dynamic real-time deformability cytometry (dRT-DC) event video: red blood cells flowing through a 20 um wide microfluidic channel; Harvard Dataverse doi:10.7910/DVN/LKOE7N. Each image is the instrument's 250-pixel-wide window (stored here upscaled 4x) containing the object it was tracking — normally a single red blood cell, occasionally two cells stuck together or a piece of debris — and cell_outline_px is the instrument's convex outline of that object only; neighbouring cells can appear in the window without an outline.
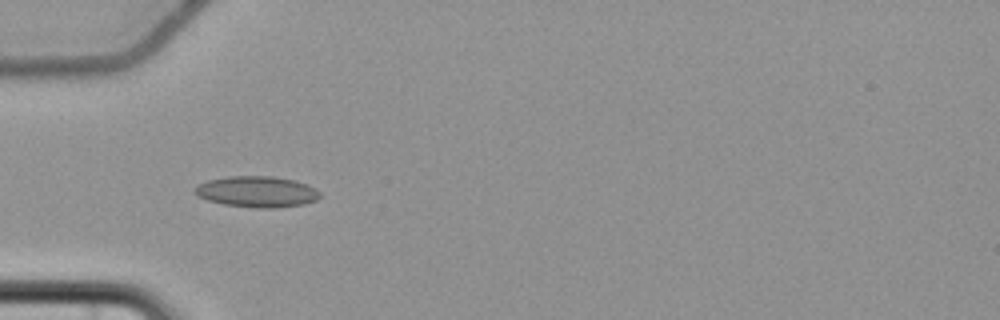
{"species": "common noctule bat (a hibernating species)", "species_latin": "Nyctalus noctula", "temperature_condition": "cold", "stored_images_in_passage": 6, "camera_frame_rate_fps": 3000, "um_per_image_px": 0.085, "animal": {"sex": "female", "body_mass_g": 22.7, "forearm_length_mm": 54.2}, "frame": {"image": 1, "passage_image": 5, "time_ms": 5.667, "image_size_px": [1000, 320], "cell_outline_px": [[320, 196], [316, 200], [304, 204], [272, 208], [256, 208], [224, 204], [208, 200], [196, 196], [192, 192], [192, 188], [196, 184], [208, 180], [228, 176], [272, 176], [292, 180], [308, 184], [316, 188], [320, 192]], "centroid_in_image_um": [21.79, 16.29], "position_along_channel_um": 63.2, "area_um2": 22.83}}
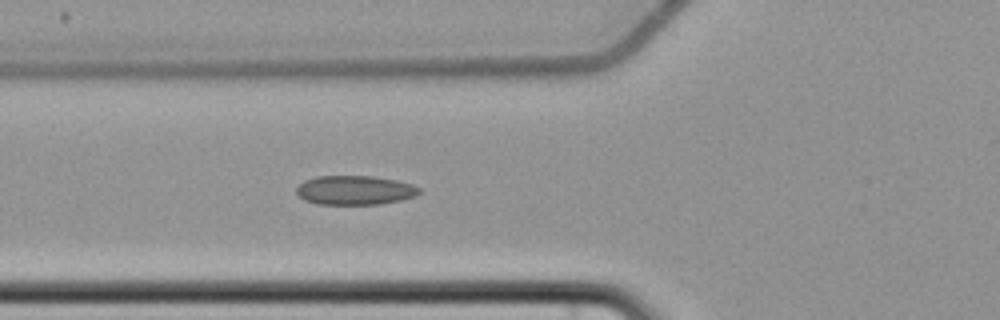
{"frame": {"image": 2, "passage_image": 6, "time_ms": 6.667, "image_size_px": [1000, 320], "cell_outline_px": [[420, 192], [416, 196], [400, 200], [380, 204], [320, 204], [304, 200], [296, 192], [296, 188], [304, 180], [316, 176], [372, 176], [396, 180], [412, 184], [420, 188]], "centroid_in_image_um": [30.16, 16.16], "position_along_channel_um": 95.6, "area_um2": 20.87}}